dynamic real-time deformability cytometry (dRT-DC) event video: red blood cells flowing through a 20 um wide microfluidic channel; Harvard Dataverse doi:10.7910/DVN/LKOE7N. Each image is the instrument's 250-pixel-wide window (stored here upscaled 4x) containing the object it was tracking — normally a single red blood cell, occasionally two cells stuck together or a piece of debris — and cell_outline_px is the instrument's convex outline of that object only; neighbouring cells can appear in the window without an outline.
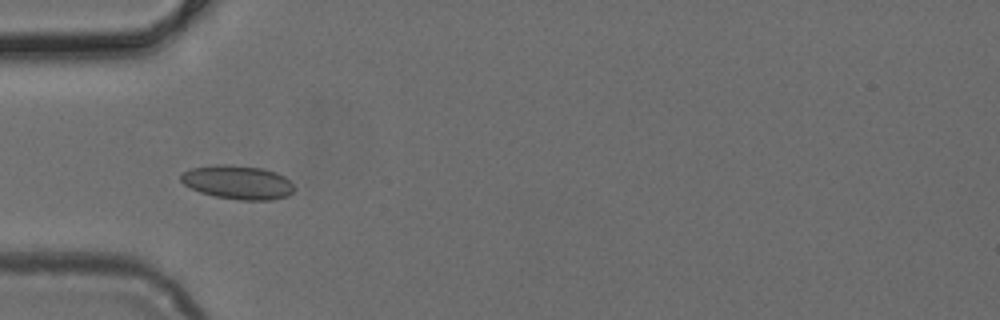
{"species": "common noctule bat (a hibernating species)", "species_latin": "Nyctalus noctula", "temperature_condition": "cold", "stored_images_in_passage": 49, "camera_frame_rate_fps": 3000, "um_per_image_px": 0.085, "animal": {"sex": "female", "body_mass_g": 24.6, "forearm_length_mm": 56.2}, "frame": {"image": 1, "passage_image": 15, "time_ms": 4.667, "image_size_px": [1000, 320], "cell_outline_px": [[292, 192], [288, 196], [272, 200], [240, 200], [216, 196], [200, 192], [184, 184], [180, 180], [180, 176], [184, 172], [192, 168], [216, 164], [228, 164], [264, 168], [276, 172], [284, 176], [292, 184]], "centroid_in_image_um": [20.21, 15.49], "position_along_channel_um": 64.8, "area_um2": 22.25}}
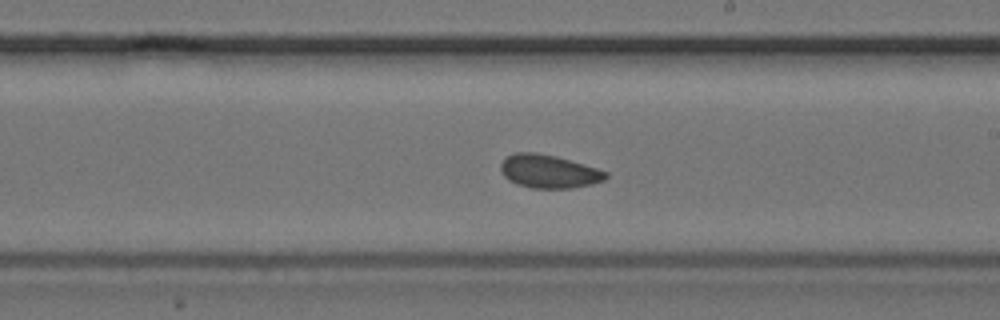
{"frame": {"image": 2, "passage_image": 28, "time_ms": 9.0, "image_size_px": [1000, 320], "cell_outline_px": [[608, 176], [604, 180], [592, 184], [572, 188], [532, 188], [516, 184], [508, 180], [500, 172], [500, 164], [508, 156], [516, 152], [536, 152], [556, 156], [596, 168], [608, 172]], "centroid_in_image_um": [46.63, 14.57], "position_along_channel_um": 242.4, "area_um2": 20.4}}
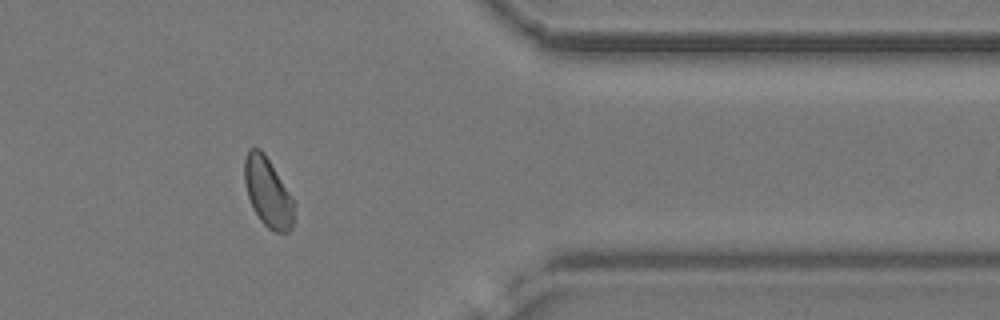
{"frame": {"image": 3, "passage_image": 40, "time_ms": 13.0, "image_size_px": [1000, 320], "cell_outline_px": [[296, 204], [292, 228], [288, 232], [276, 232], [268, 228], [260, 220], [252, 208], [248, 196], [244, 180], [244, 160], [248, 148], [260, 148], [264, 152], [296, 200]], "centroid_in_image_um": [22.8, 16.34], "position_along_channel_um": 388.6, "area_um2": 20.58}}